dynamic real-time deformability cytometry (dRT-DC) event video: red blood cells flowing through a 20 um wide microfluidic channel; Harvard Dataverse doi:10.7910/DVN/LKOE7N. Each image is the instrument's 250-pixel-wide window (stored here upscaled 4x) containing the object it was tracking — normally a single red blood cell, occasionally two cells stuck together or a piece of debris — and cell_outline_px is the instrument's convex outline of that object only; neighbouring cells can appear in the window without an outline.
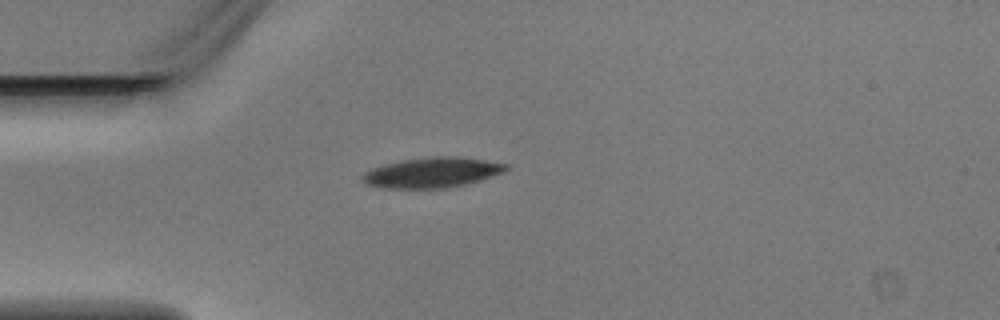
{"species": "Egyptian fruit bat (a non-hibernating species)", "species_latin": "Rousettus aegyptiacus", "temperature_condition": "warm", "stored_images_in_passage": 2, "camera_frame_rate_fps": 3000, "um_per_image_px": 0.085, "animal": {"sex": "male"}, "frame": {"image": 1, "passage_image": 2, "time_ms": 0.333, "image_size_px": [1000, 320], "cell_outline_px": [[512, 168], [504, 172], [480, 180], [464, 184], [444, 188], [380, 188], [364, 184], [360, 180], [360, 176], [364, 172], [372, 168], [384, 164], [404, 160], [432, 156], [456, 156], [484, 160], [508, 164]], "centroid_in_image_um": [36.7, 14.67], "position_along_channel_um": 48.3, "area_um2": 25.43}}